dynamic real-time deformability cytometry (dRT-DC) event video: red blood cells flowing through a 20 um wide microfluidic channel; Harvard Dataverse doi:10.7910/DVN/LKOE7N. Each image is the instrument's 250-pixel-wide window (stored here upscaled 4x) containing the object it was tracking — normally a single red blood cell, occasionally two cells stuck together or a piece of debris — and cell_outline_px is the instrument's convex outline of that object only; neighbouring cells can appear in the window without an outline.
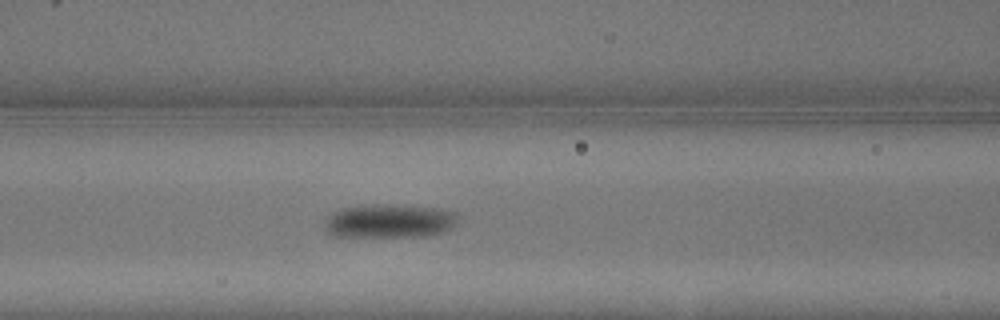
{"species": "common noctule bat (a hibernating species)", "species_latin": "Nyctalus noctula", "temperature_condition": "warm", "stored_images_in_passage": 4, "camera_frame_rate_fps": 3000, "um_per_image_px": 0.085, "animal": {"sex": "male", "body_mass_g": 13.3}, "frame": {"image": 1, "passage_image": 4, "time_ms": 1.0, "image_size_px": [1000, 320], "cell_outline_px": [[460, 216], [444, 232], [424, 236], [332, 236], [324, 228], [324, 224], [328, 216], [332, 212], [340, 208], [432, 208], [456, 212]], "centroid_in_image_um": [33.06, 18.86], "position_along_channel_um": 133.5, "area_um2": 24.45}}